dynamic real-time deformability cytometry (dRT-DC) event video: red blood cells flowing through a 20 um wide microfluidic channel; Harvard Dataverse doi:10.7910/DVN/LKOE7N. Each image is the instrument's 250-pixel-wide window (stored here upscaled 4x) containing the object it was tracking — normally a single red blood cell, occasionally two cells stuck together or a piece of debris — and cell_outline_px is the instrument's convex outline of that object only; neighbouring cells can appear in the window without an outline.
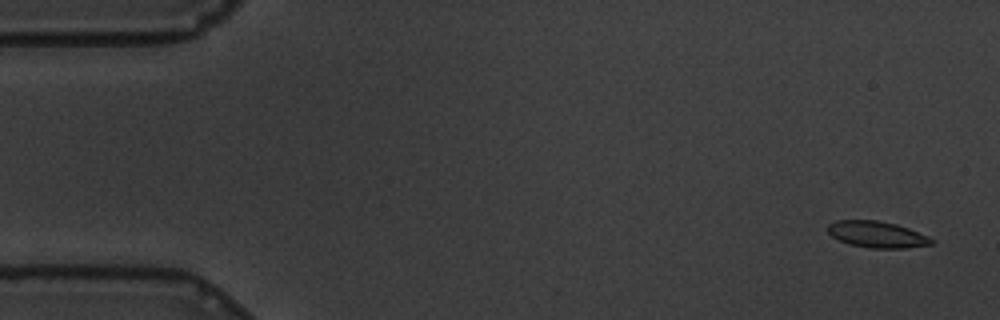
{"species": "common noctule bat (a hibernating species)", "species_latin": "Nyctalus noctula", "temperature_condition": "warm", "stored_images_in_passage": 59, "camera_frame_rate_fps": 3000, "um_per_image_px": 0.085, "animal": {"sex": "male", "body_mass_g": 19.5, "forearm_length_mm": 54.6}, "frame": {"image": 1, "passage_image": 3, "time_ms": 0.667, "image_size_px": [1000, 320], "cell_outline_px": [[932, 244], [904, 248], [868, 248], [848, 244], [832, 236], [828, 232], [828, 224], [836, 220], [876, 220], [896, 224], [908, 228], [928, 236], [932, 240]], "centroid_in_image_um": [74.51, 19.92], "position_along_channel_um": 10.5, "area_um2": 15.84}}
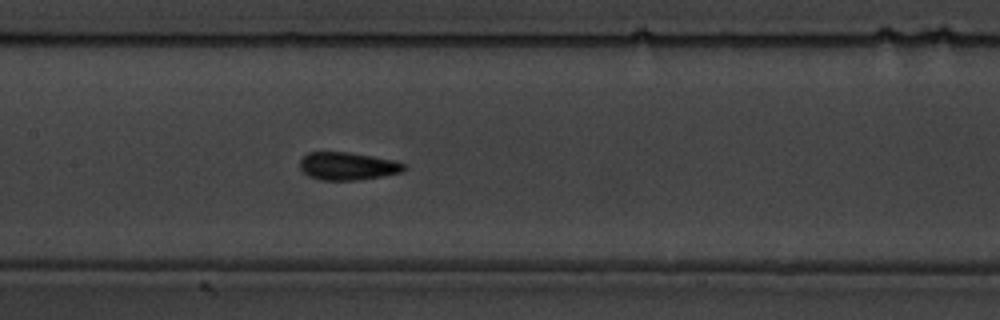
{"frame": {"image": 2, "passage_image": 28, "time_ms": 9.0, "image_size_px": [1000, 320], "cell_outline_px": [[408, 168], [400, 172], [380, 176], [356, 180], [320, 180], [308, 176], [300, 168], [300, 160], [308, 152], [348, 152], [396, 160], [404, 164]], "centroid_in_image_um": [29.54, 14.11], "position_along_channel_um": 177.9, "area_um2": 16.82}}
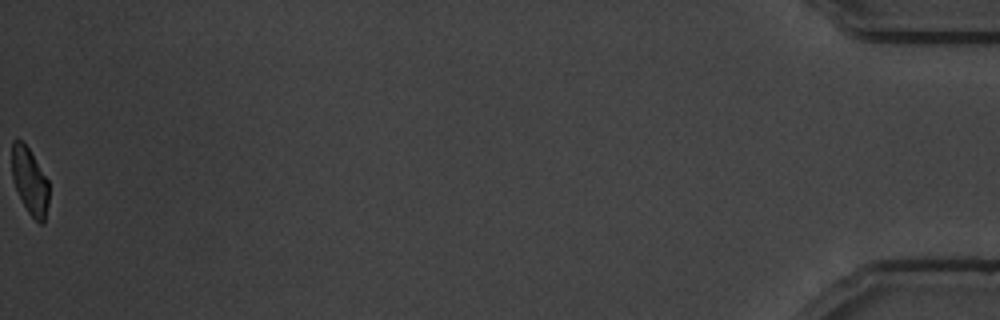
{"frame": {"image": 3, "passage_image": 59, "time_ms": 19.333, "image_size_px": [1000, 320], "cell_outline_px": [[48, 204], [44, 224], [40, 224], [28, 212], [16, 188], [12, 176], [12, 140], [24, 140], [48, 180]], "centroid_in_image_um": [2.54, 15.37], "position_along_channel_um": 432.7, "area_um2": 14.28}, "authors_computed_cell_mechanics": {"area_um2": 16.2996, "velocity_mm_per_s": 3.4742, "shape_relaxation_time_tau1_ms": 2.8574, "shape_relaxation_time_tau2_ms": 1.6297, "deformation_change_tau1": 0.1014, "deformation_change_tau2": 0.06}}